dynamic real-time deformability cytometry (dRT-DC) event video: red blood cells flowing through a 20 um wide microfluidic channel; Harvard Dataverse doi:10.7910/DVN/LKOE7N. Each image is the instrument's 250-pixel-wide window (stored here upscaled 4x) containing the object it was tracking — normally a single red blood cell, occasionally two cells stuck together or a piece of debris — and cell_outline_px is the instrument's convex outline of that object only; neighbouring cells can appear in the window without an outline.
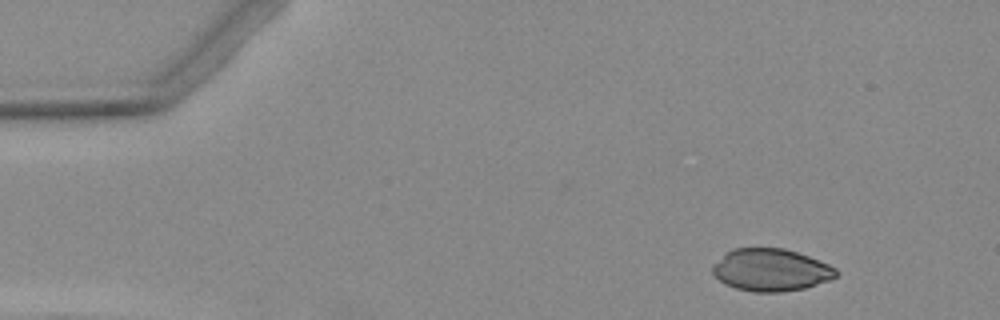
{"species": "Egyptian fruit bat (a non-hibernating species)", "species_latin": "Rousettus aegyptiacus", "temperature_condition": "warm", "stored_images_in_passage": 5, "camera_frame_rate_fps": 3000, "um_per_image_px": 0.085, "animal": {"sex": "female"}, "frame": {"image": 1, "passage_image": 1, "time_ms": 0.0, "image_size_px": [1000, 320], "cell_outline_px": [[840, 272], [836, 276], [828, 280], [804, 288], [780, 292], [756, 292], [736, 288], [720, 280], [712, 272], [712, 268], [732, 248], [784, 248], [808, 256], [828, 264], [836, 268]], "centroid_in_image_um": [65.57, 22.94], "position_along_channel_um": 19.4, "area_um2": 29.94}}
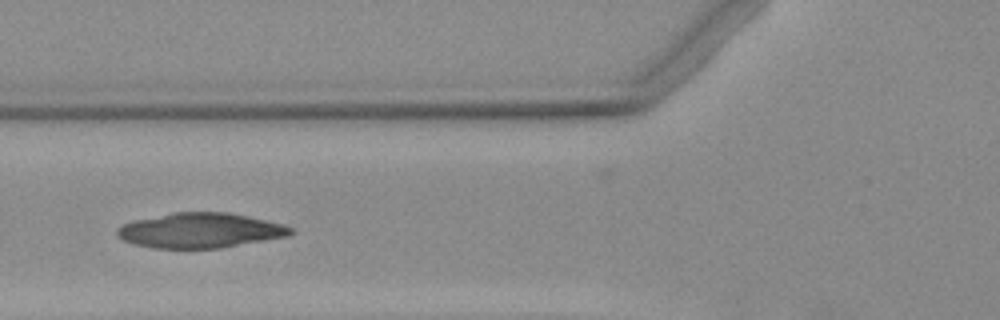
{"frame": {"image": 2, "passage_image": 5, "time_ms": 4.667, "image_size_px": [1000, 320], "cell_outline_px": [[296, 232], [288, 236], [220, 248], [156, 248], [136, 244], [124, 240], [116, 232], [116, 228], [132, 220], [172, 212], [232, 212], [284, 224], [292, 228]], "centroid_in_image_um": [17.05, 19.57], "position_along_channel_um": 108.7, "area_um2": 35.43}}